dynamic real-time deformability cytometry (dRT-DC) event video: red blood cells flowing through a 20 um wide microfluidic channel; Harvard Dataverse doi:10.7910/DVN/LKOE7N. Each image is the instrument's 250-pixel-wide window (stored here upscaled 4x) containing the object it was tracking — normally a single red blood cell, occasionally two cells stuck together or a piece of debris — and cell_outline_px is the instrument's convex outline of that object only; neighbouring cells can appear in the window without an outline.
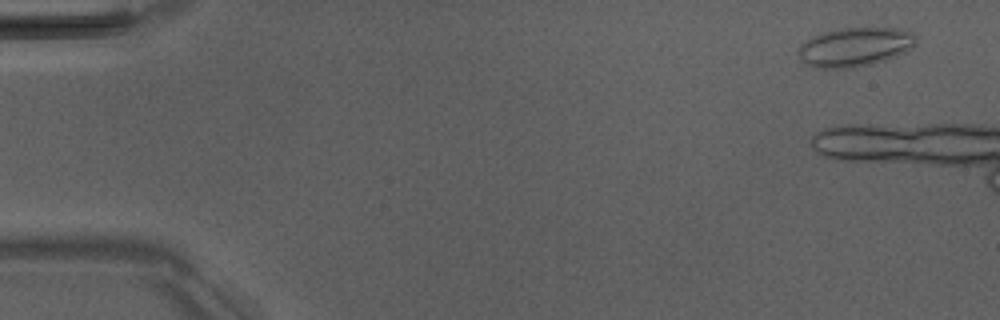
{"species": "Egyptian fruit bat (a non-hibernating species)", "species_latin": "Rousettus aegyptiacus", "temperature_condition": "room temperature", "stored_images_in_passage": 3, "camera_frame_rate_fps": 3000, "um_per_image_px": 0.085, "animal": {"sex": "male"}, "frame": {"image": 1, "passage_image": 1, "time_ms": 0.0, "image_size_px": [1000, 320], "cell_outline_px": [[916, 44], [904, 52], [896, 56], [884, 60], [852, 68], [812, 68], [804, 64], [800, 60], [800, 44], [812, 36], [824, 32], [840, 28], [896, 28], [912, 32], [916, 36]], "centroid_in_image_um": [72.64, 3.99], "position_along_channel_um": 12.4, "area_um2": 26.7}}